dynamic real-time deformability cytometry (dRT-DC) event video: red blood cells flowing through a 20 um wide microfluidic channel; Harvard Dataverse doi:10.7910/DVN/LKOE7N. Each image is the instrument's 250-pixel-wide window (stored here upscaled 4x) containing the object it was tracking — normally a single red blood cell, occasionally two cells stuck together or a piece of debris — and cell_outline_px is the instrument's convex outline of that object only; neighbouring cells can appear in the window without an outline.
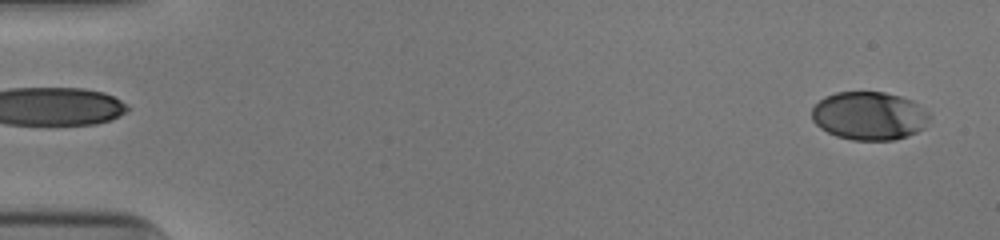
{"species": "human", "species_latin": "Homo sapiens", "temperature_condition": "cold", "stored_images_in_passage": 52, "camera_frame_rate_fps": 3000, "um_per_image_px": 0.085, "donor": {"sex": "male"}, "frame": {"image": 1, "passage_image": 2, "time_ms": 0.333, "image_size_px": [1000, 240], "cell_outline_px": [[932, 116], [924, 128], [908, 136], [896, 140], [852, 140], [836, 136], [820, 128], [812, 120], [812, 108], [824, 96], [836, 92], [884, 92], [900, 96], [912, 100], [928, 112]], "centroid_in_image_um": [73.89, 9.85], "position_along_channel_um": 11.1, "area_um2": 33.35}}
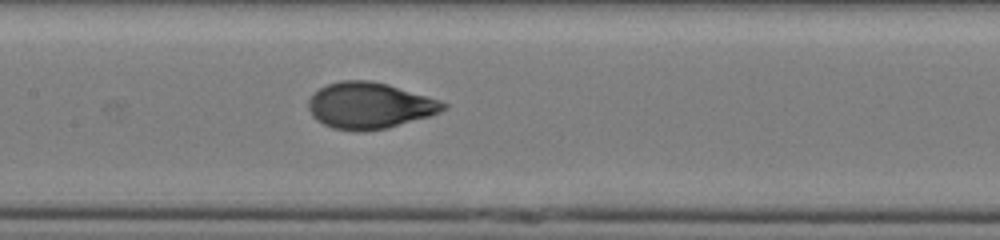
{"frame": {"image": 2, "passage_image": 26, "time_ms": 8.333, "image_size_px": [1000, 240], "cell_outline_px": [[448, 108], [440, 112], [428, 116], [388, 128], [332, 128], [316, 120], [312, 116], [308, 108], [308, 100], [320, 88], [328, 84], [340, 80], [368, 80], [388, 84], [440, 100], [448, 104]], "centroid_in_image_um": [31.43, 8.93], "position_along_channel_um": 176.0, "area_um2": 35.55}}
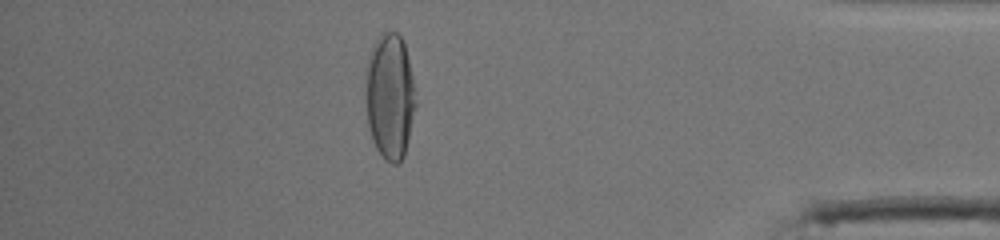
{"frame": {"image": 3, "passage_image": 46, "time_ms": 15.0, "image_size_px": [1000, 240], "cell_outline_px": [[416, 104], [408, 140], [404, 156], [396, 164], [392, 164], [384, 160], [376, 148], [372, 140], [368, 128], [364, 92], [364, 68], [368, 52], [376, 40], [384, 32], [396, 32], [400, 36], [404, 44], [416, 88]], "centroid_in_image_um": [33.1, 8.18], "position_along_channel_um": 402.1, "area_um2": 37.69}, "authors_computed_cell_mechanics": {"area_um2": 35.2291, "velocity_mm_per_s": 3.9312, "shape_relaxation_time_tau1_ms": 4.3338, "shape_relaxation_time_tau2_ms": null, "deformation_change_tau1": 0.1895, "deformation_change_tau2": null}}